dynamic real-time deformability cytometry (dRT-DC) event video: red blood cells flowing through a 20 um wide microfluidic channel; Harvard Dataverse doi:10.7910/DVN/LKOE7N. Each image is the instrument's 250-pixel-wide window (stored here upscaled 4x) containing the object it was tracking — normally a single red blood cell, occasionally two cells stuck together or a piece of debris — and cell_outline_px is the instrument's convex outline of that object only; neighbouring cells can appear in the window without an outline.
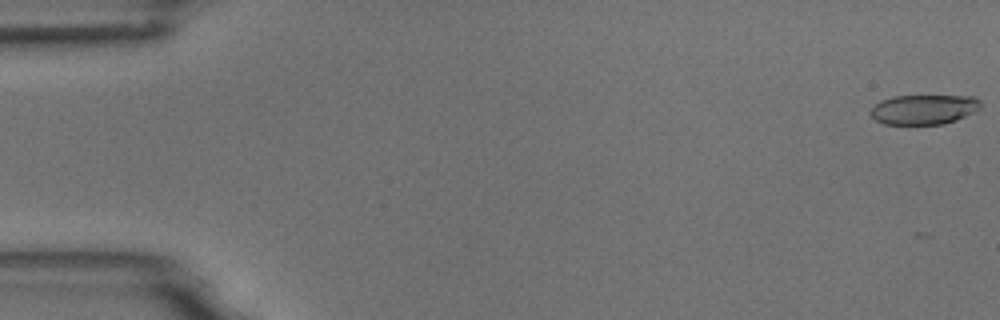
{"species": "common noctule bat (a hibernating species)", "species_latin": "Nyctalus noctula", "temperature_condition": "room temperature", "stored_images_in_passage": 5, "camera_frame_rate_fps": 3000, "um_per_image_px": 0.085, "animal": {"sex": "male", "body_mass_g": 18.8}, "frame": {"image": 1, "passage_image": 1, "time_ms": 0.0, "image_size_px": [1000, 320], "cell_outline_px": [[980, 108], [976, 112], [956, 120], [944, 124], [884, 124], [876, 120], [868, 112], [880, 100], [892, 96], [976, 96], [980, 100]], "centroid_in_image_um": [78.54, 9.3], "position_along_channel_um": 6.5, "area_um2": 19.25}}
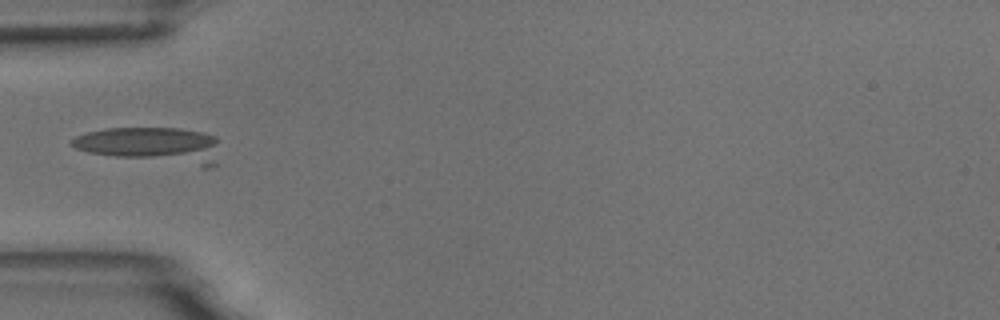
{"frame": {"image": 2, "passage_image": 5, "time_ms": 5.667, "image_size_px": [1000, 320], "cell_outline_px": [[216, 164], [212, 168], [200, 168], [88, 152], [76, 148], [68, 144], [68, 140], [76, 136], [88, 132], [104, 128], [180, 128], [204, 132], [216, 136]], "centroid_in_image_um": [12.93, 12.34], "position_along_channel_um": 72.1, "area_um2": 31.21}}